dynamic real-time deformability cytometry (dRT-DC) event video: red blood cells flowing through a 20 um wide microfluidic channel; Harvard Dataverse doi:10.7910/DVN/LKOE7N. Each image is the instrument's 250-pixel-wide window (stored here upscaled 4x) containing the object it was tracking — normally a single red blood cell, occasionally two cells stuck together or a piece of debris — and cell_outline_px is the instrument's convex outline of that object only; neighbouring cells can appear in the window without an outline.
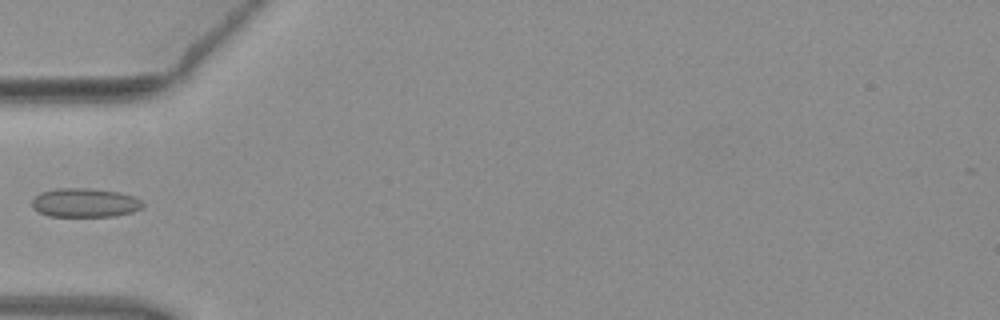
{"species": "common noctule bat (a hibernating species)", "species_latin": "Nyctalus noctula", "temperature_condition": "warm", "stored_images_in_passage": 7, "camera_frame_rate_fps": 3000, "um_per_image_px": 0.085, "animal": {"sex": "female", "body_mass_g": 19.3, "forearm_length_mm": 54.1}, "frame": {"image": 1, "passage_image": 7, "time_ms": 2.0, "image_size_px": [1000, 320], "cell_outline_px": [[144, 204], [140, 208], [132, 212], [112, 216], [48, 216], [32, 208], [32, 200], [40, 192], [56, 188], [88, 188], [120, 192], [132, 196], [140, 200]], "centroid_in_image_um": [7.18, 17.22], "position_along_channel_um": 77.8, "area_um2": 18.61}}